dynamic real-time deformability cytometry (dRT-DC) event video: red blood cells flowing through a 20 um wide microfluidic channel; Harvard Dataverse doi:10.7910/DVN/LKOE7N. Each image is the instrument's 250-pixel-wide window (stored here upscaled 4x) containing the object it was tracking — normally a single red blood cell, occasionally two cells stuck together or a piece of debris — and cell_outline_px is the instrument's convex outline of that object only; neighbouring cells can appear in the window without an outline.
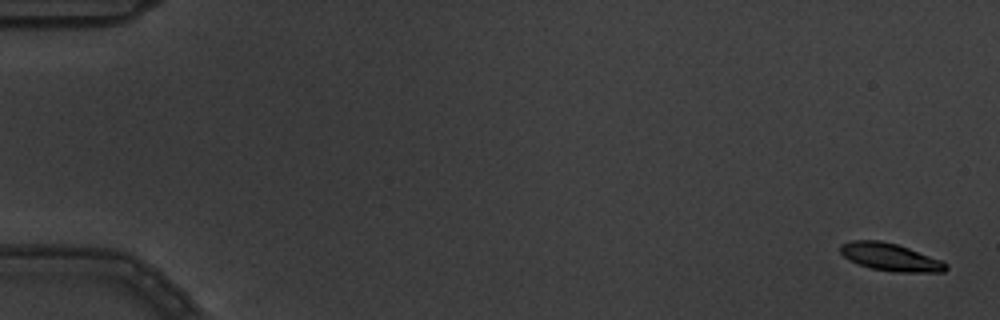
{"species": "common noctule bat (a hibernating species)", "species_latin": "Nyctalus noctula", "temperature_condition": "warm", "stored_images_in_passage": 6, "camera_frame_rate_fps": 3000, "um_per_image_px": 0.085, "animal": {"sex": "male", "body_mass_g": 19.5, "forearm_length_mm": 54.6}, "frame": {"image": 1, "passage_image": 1, "time_ms": 0.0, "image_size_px": [1000, 320], "cell_outline_px": [[948, 268], [944, 272], [892, 272], [872, 268], [856, 264], [848, 260], [840, 252], [840, 244], [852, 240], [880, 240], [896, 244], [908, 248], [940, 260], [948, 264]], "centroid_in_image_um": [75.64, 21.86], "position_along_channel_um": 9.4, "area_um2": 16.99}}
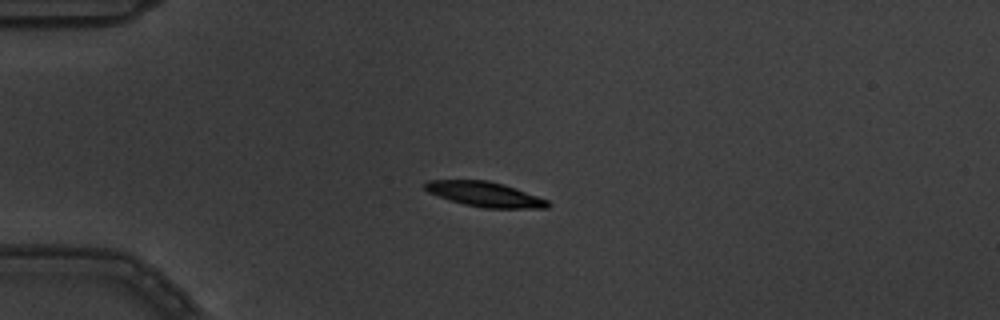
{"frame": {"image": 2, "passage_image": 5, "time_ms": 1.333, "image_size_px": [1000, 320], "cell_outline_px": [[552, 204], [548, 208], [484, 208], [464, 204], [428, 192], [424, 188], [424, 184], [428, 180], [488, 180], [504, 184], [516, 188], [548, 200]], "centroid_in_image_um": [41.25, 16.51], "position_along_channel_um": 43.7, "area_um2": 17.74}}